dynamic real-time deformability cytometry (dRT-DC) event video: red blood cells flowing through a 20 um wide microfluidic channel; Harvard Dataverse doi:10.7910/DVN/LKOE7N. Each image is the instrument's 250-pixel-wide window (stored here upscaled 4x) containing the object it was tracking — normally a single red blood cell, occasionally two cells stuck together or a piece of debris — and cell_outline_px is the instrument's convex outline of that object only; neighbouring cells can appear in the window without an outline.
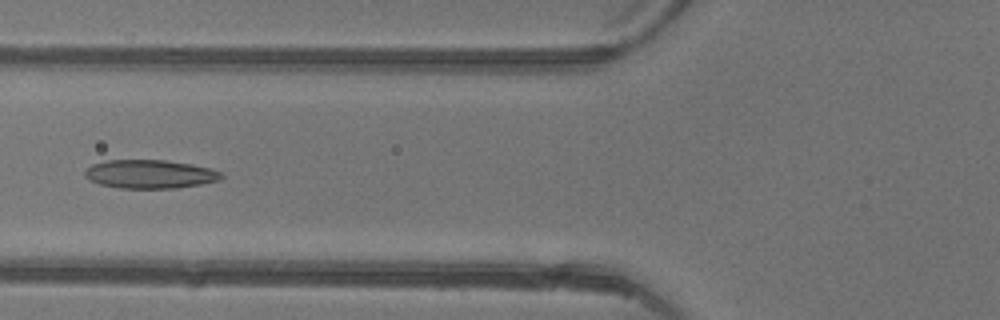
{"species": "common noctule bat (a hibernating species)", "species_latin": "Nyctalus noctula", "temperature_condition": "warm", "stored_images_in_passage": 47, "camera_frame_rate_fps": 3000, "um_per_image_px": 0.085, "animal": {"sex": "female"}, "frame": {"image": 1, "passage_image": 19, "time_ms": 6.0, "image_size_px": [1000, 320], "cell_outline_px": [[224, 176], [220, 180], [200, 184], [176, 188], [120, 188], [100, 184], [88, 180], [84, 176], [84, 172], [92, 164], [104, 160], [164, 160], [192, 164], [212, 168], [224, 172]], "centroid_in_image_um": [12.77, 14.79], "position_along_channel_um": 113.0, "area_um2": 22.95}}
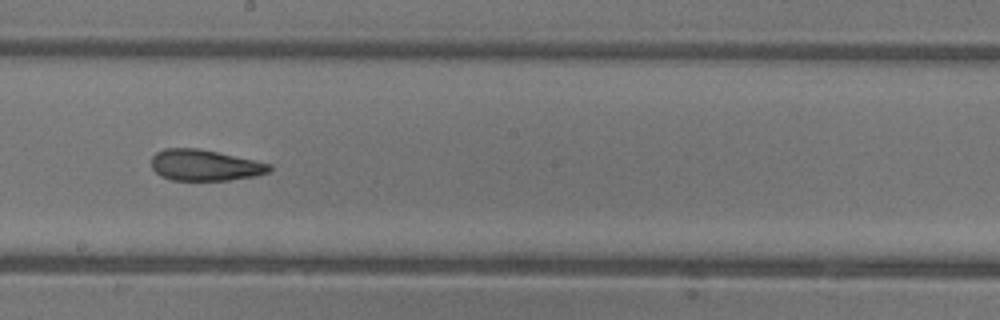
{"frame": {"image": 2, "passage_image": 27, "time_ms": 8.667, "image_size_px": [1000, 320], "cell_outline_px": [[272, 168], [268, 172], [256, 176], [228, 180], [172, 180], [160, 176], [152, 168], [152, 156], [156, 152], [164, 148], [196, 148], [216, 152], [272, 164]], "centroid_in_image_um": [17.39, 14.05], "position_along_channel_um": 230.8, "area_um2": 21.27}}
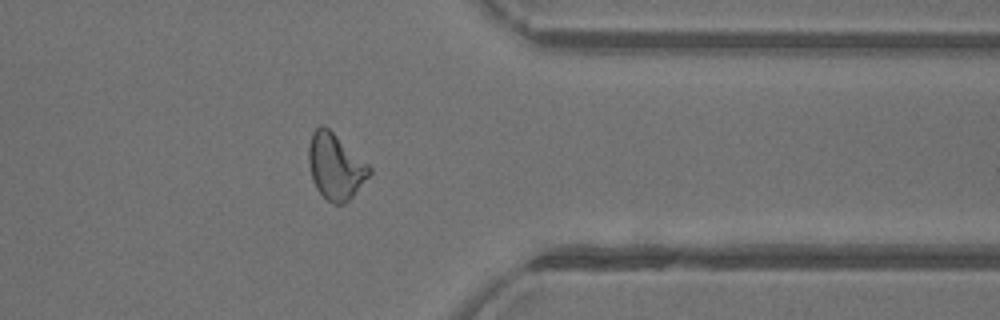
{"frame": {"image": 3, "passage_image": 38, "time_ms": 12.333, "image_size_px": [1000, 320], "cell_outline_px": [[372, 172], [352, 196], [344, 204], [332, 204], [316, 188], [312, 180], [308, 164], [308, 148], [312, 132], [320, 124], [324, 124], [368, 164], [372, 168]], "centroid_in_image_um": [28.49, 14.13], "position_along_channel_um": 382.9, "area_um2": 23.18}, "authors_computed_cell_mechanics": {"area_um2": 23.1778, "velocity_mm_per_s": 4.4094, "shape_relaxation_time_tau1_ms": 8.8978, "shape_relaxation_time_tau2_ms": 2.2248, "deformation_change_tau1": 0.2407, "deformation_change_tau2": 0.0983}}